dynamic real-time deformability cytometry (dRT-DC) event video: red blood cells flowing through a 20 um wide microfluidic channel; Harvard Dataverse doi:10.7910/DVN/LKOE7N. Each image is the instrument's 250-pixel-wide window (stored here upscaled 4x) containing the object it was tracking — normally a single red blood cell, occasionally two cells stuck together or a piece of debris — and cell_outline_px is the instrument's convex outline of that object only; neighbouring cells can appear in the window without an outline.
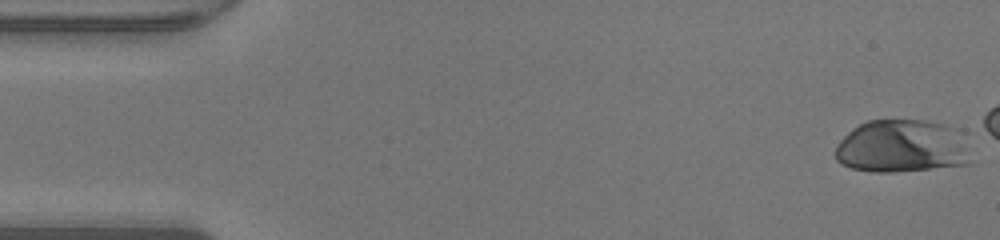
{"species": "human", "species_latin": "Homo sapiens", "temperature_condition": "warm", "stored_images_in_passage": 41, "camera_frame_rate_fps": 3000, "um_per_image_px": 0.085, "donor": {"sex": "male"}, "frame": {"image": 1, "passage_image": 1, "time_ms": 0.0, "image_size_px": [1000, 240], "cell_outline_px": [[968, 164], [896, 172], [872, 172], [852, 168], [840, 164], [836, 160], [836, 144], [852, 128], [868, 120], [924, 120], [964, 128]], "centroid_in_image_um": [76.67, 12.42], "position_along_channel_um": 8.3, "area_um2": 42.19}}
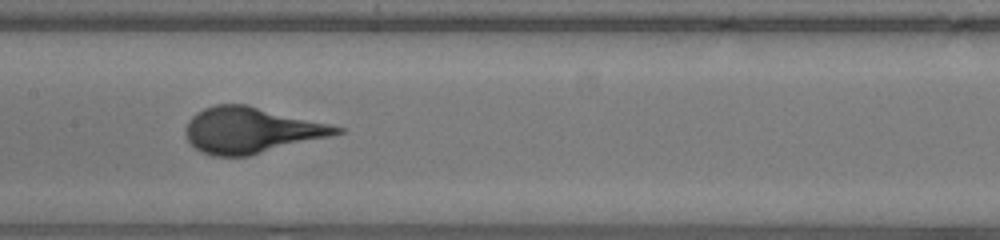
{"frame": {"image": 2, "passage_image": 23, "time_ms": 7.333, "image_size_px": [1000, 240], "cell_outline_px": [[344, 132], [248, 156], [212, 156], [200, 152], [188, 140], [184, 132], [188, 120], [196, 112], [204, 108], [216, 104], [248, 104], [332, 124], [344, 128]], "centroid_in_image_um": [21.31, 11.05], "position_along_channel_um": 186.1, "area_um2": 40.34}}
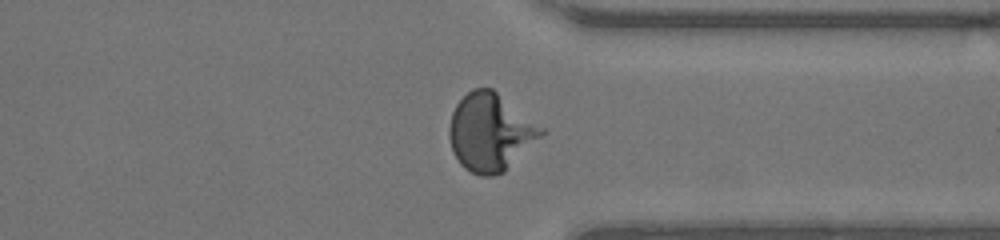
{"frame": {"image": 3, "passage_image": 36, "time_ms": 11.667, "image_size_px": [1000, 240], "cell_outline_px": [[544, 132], [504, 172], [492, 176], [480, 176], [464, 168], [460, 164], [452, 152], [448, 136], [448, 128], [452, 112], [456, 104], [472, 88], [492, 88], [544, 128]], "centroid_in_image_um": [41.63, 11.24], "position_along_channel_um": 369.8, "area_um2": 41.27}}